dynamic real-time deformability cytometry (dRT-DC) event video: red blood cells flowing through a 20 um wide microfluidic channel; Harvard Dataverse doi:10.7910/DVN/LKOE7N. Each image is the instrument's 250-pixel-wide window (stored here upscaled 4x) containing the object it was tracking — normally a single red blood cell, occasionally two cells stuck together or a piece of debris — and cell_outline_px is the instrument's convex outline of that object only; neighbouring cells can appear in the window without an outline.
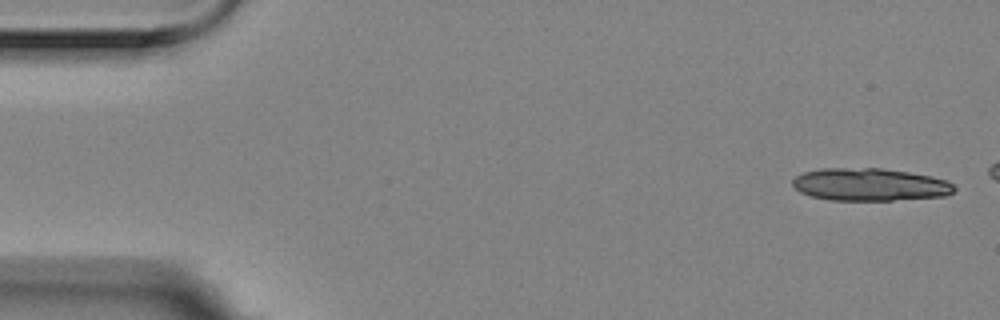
{"species": "Egyptian fruit bat (a non-hibernating species)", "species_latin": "Rousettus aegyptiacus", "temperature_condition": "room temperature", "stored_images_in_passage": 4, "camera_frame_rate_fps": 3000, "um_per_image_px": 0.085, "animal": {"sex": "female"}, "frame": {"image": 1, "passage_image": 1, "time_ms": 0.0, "image_size_px": [1000, 320], "cell_outline_px": [[956, 188], [952, 192], [944, 196], [892, 200], [828, 200], [812, 196], [800, 192], [792, 184], [792, 180], [796, 176], [804, 172], [820, 168], [880, 168], [908, 172], [932, 176], [948, 180]], "centroid_in_image_um": [73.93, 15.68], "position_along_channel_um": 11.1, "area_um2": 30.69}}